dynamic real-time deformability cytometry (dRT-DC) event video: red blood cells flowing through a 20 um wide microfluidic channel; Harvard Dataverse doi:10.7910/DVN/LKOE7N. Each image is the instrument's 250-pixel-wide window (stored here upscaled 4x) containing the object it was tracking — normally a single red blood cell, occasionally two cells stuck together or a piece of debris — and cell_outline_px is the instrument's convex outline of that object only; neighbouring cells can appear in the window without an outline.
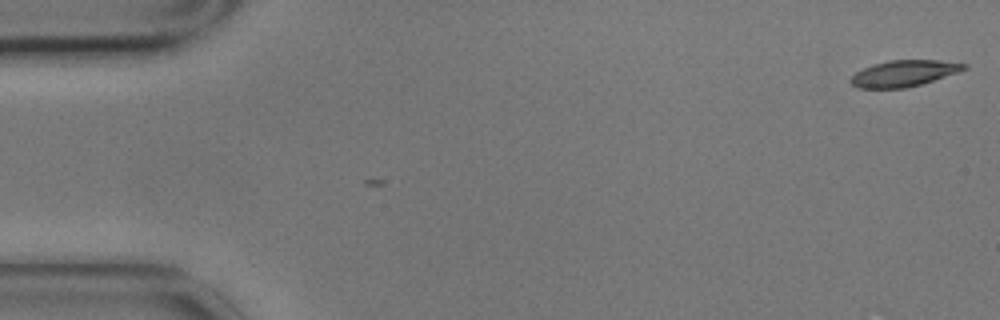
{"species": "common noctule bat (a hibernating species)", "species_latin": "Nyctalus noctula", "temperature_condition": "cold", "stored_images_in_passage": 2, "camera_frame_rate_fps": 3000, "um_per_image_px": 0.085, "animal": {"sex": "male", "body_mass_g": 17.9}, "frame": {"image": 1, "passage_image": 1, "time_ms": 0.0, "image_size_px": [1000, 320], "cell_outline_px": [[968, 68], [960, 72], [920, 84], [904, 88], [860, 88], [852, 84], [848, 80], [856, 72], [872, 64], [888, 60], [940, 60], [968, 64]], "centroid_in_image_um": [76.85, 6.22], "position_along_channel_um": 8.1, "area_um2": 17.34}}